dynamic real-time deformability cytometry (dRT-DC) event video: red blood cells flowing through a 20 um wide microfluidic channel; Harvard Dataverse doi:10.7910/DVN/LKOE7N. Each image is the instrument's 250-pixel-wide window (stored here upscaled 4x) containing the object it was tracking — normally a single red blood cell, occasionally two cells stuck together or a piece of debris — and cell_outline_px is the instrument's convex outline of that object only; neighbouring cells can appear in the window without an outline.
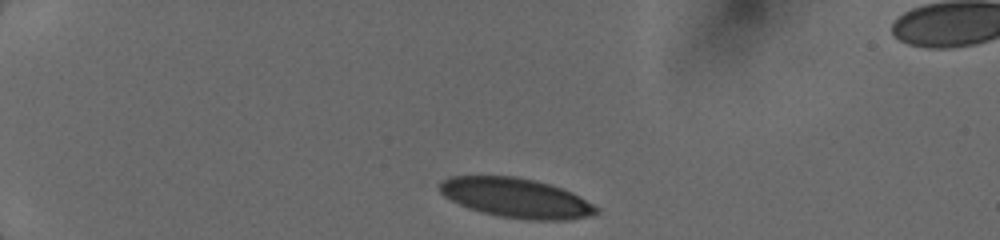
{"species": "human", "species_latin": "Homo sapiens", "temperature_condition": "cold", "stored_images_in_passage": 4, "camera_frame_rate_fps": 3000, "um_per_image_px": 0.085, "donor": {"sex": "female"}, "frame": {"image": 1, "passage_image": 1, "time_ms": 0.0, "image_size_px": [1000, 240], "cell_outline_px": [[600, 212], [592, 216], [568, 220], [532, 220], [500, 216], [480, 212], [468, 208], [444, 196], [436, 188], [448, 176], [516, 176], [536, 180], [572, 192], [580, 196], [600, 208]], "centroid_in_image_um": [43.89, 16.82], "position_along_channel_um": 41.1, "area_um2": 36.3}}
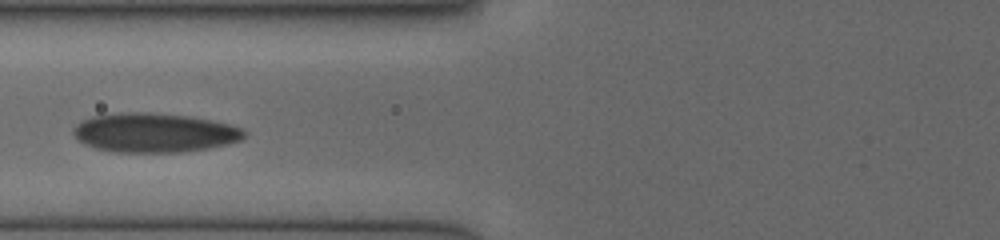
{"frame": {"image": 2, "passage_image": 4, "time_ms": 3.333, "image_size_px": [1000, 240], "cell_outline_px": [[248, 136], [244, 140], [208, 148], [180, 152], [112, 152], [96, 148], [84, 144], [72, 132], [72, 128], [80, 120], [92, 116], [120, 112], [156, 112], [192, 116], [212, 120], [244, 128], [248, 132]], "centroid_in_image_um": [13.15, 11.26], "position_along_channel_um": 112.6, "area_um2": 39.71}}